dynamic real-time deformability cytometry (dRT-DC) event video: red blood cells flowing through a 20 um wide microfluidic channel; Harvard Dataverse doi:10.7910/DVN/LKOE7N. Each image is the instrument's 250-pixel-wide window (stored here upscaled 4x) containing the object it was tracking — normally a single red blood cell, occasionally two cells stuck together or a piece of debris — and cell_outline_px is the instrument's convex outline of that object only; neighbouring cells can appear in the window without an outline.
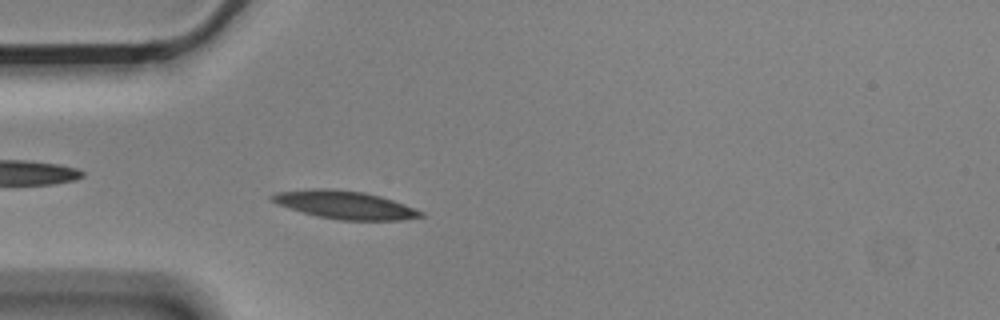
{"species": "Egyptian fruit bat (a non-hibernating species)", "species_latin": "Rousettus aegyptiacus", "temperature_condition": "cold", "stored_images_in_passage": 3, "camera_frame_rate_fps": 3000, "um_per_image_px": 0.085, "animal": {"sex": "male"}, "frame": {"image": 1, "passage_image": 3, "time_ms": 0.667, "image_size_px": [1000, 320], "cell_outline_px": [[424, 216], [404, 220], [340, 220], [316, 216], [276, 204], [268, 196], [276, 192], [308, 188], [332, 188], [364, 192], [380, 196], [404, 204], [424, 212]], "centroid_in_image_um": [29.28, 17.4], "position_along_channel_um": 55.7, "area_um2": 24.45}}